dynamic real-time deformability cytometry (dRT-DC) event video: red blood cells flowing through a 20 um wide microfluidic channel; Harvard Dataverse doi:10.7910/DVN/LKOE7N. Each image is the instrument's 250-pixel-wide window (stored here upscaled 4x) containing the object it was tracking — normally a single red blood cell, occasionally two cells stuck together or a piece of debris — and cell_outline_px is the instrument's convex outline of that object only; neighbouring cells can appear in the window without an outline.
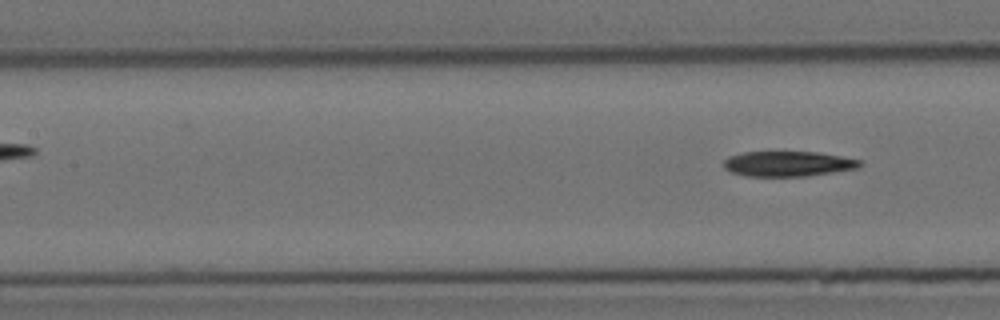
{"species": "Egyptian fruit bat (a non-hibernating species)", "species_latin": "Rousettus aegyptiacus", "temperature_condition": "cold", "stored_images_in_passage": 8, "segment_of_instrument_passage": [2, 2], "camera_frame_rate_fps": 3000, "um_per_image_px": 0.085, "animal": {"sex": "female"}, "frame": {"image": 1, "passage_image": 8, "time_ms": 8.333, "image_size_px": [1000, 320], "cell_outline_px": [[864, 164], [860, 168], [808, 176], [744, 176], [732, 172], [724, 168], [724, 160], [728, 156], [744, 152], [816, 152], [864, 160]], "centroid_in_image_um": [67.03, 13.92], "position_along_channel_um": 140.4, "area_um2": 20.17}}